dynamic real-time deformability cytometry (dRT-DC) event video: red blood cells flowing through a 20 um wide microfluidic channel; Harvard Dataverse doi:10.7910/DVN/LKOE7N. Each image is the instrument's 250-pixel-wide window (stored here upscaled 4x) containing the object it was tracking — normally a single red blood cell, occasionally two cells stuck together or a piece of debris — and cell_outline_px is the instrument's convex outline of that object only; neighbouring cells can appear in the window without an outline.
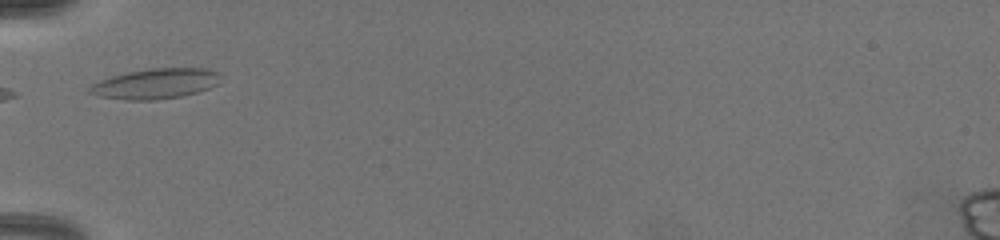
{"species": "common noctule bat (a hibernating species)", "species_latin": "Nyctalus noctula", "temperature_condition": "warm", "stored_images_in_passage": 2, "camera_frame_rate_fps": 3000, "um_per_image_px": 0.085, "animal": {"sex": "female", "body_mass_g": 19.5, "forearm_length_mm": 54.1}, "frame": {"image": 1, "passage_image": 1, "time_ms": 0.0, "image_size_px": [1000, 240], "cell_outline_px": [[220, 72], [216, 84], [208, 88], [196, 92], [180, 96], [156, 100], [124, 100], [100, 96], [88, 92], [88, 88], [92, 84], [100, 80], [112, 76], [128, 72], [152, 68], [208, 68]], "centroid_in_image_um": [13.2, 7.11], "position_along_channel_um": 71.8, "area_um2": 22.89}}
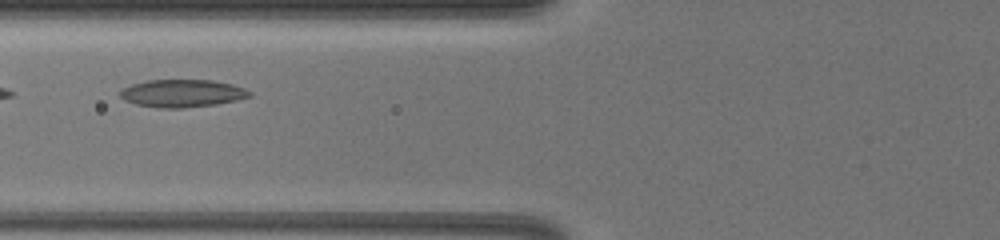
{"frame": {"image": 2, "passage_image": 2, "time_ms": 1.0, "image_size_px": [1000, 240], "cell_outline_px": [[252, 96], [236, 100], [216, 104], [184, 108], [160, 108], [136, 104], [124, 100], [120, 96], [120, 92], [124, 88], [132, 84], [148, 80], [212, 80], [232, 84], [244, 88], [252, 92]], "centroid_in_image_um": [15.51, 7.93], "position_along_channel_um": 110.3, "area_um2": 20.81}}